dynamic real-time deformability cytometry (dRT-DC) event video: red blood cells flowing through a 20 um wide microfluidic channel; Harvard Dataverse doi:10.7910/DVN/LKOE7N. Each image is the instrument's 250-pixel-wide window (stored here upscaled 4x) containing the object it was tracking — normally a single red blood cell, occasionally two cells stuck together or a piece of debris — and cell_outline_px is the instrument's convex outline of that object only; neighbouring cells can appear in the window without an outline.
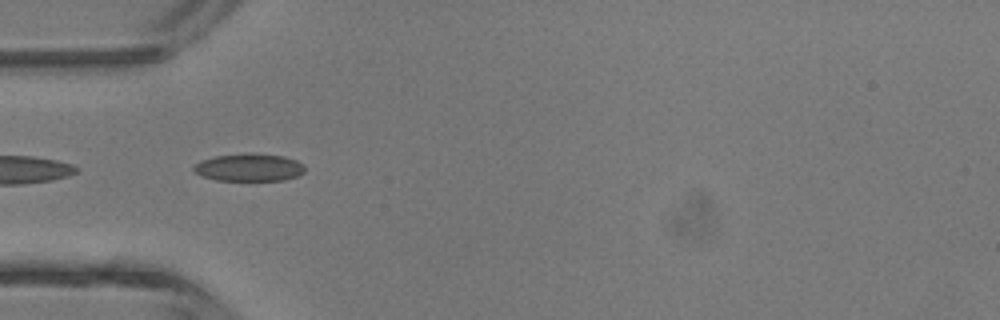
{"species": "common noctule bat (a hibernating species)", "species_latin": "Nyctalus noctula", "temperature_condition": "room temperature", "stored_images_in_passage": 1, "camera_frame_rate_fps": 3000, "um_per_image_px": 0.085, "animal": {"sex": "male", "body_mass_g": 13.3}, "frame": {"image": 1, "passage_image": 1, "time_ms": 0.0, "image_size_px": [1000, 320], "cell_outline_px": [[304, 172], [296, 176], [284, 180], [216, 180], [200, 176], [192, 172], [192, 168], [200, 160], [216, 156], [248, 152], [252, 152], [284, 156], [296, 160], [304, 164]], "centroid_in_image_um": [21.14, 14.22], "position_along_channel_um": 63.9, "area_um2": 18.15}}